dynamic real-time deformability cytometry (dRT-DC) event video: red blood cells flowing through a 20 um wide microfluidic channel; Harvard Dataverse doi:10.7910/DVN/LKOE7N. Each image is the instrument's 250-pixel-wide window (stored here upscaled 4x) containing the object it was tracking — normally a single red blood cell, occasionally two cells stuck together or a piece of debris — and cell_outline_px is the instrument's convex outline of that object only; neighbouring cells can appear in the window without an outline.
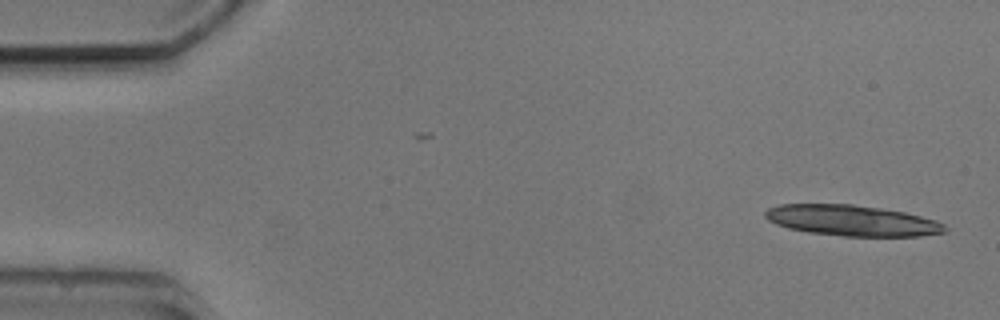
{"species": "common noctule bat (a hibernating species)", "species_latin": "Nyctalus noctula", "temperature_condition": "cold", "stored_images_in_passage": 4, "camera_frame_rate_fps": 3000, "um_per_image_px": 0.085, "animal": {"sex": "male", "body_mass_g": 20.5, "forearm_length_mm": 52.5}, "frame": {"image": 1, "passage_image": 1, "time_ms": 0.0, "image_size_px": [1000, 320], "cell_outline_px": [[948, 228], [944, 232], [920, 236], [844, 236], [808, 232], [788, 228], [776, 224], [768, 220], [764, 216], [764, 212], [768, 208], [780, 204], [852, 204], [880, 208], [904, 212], [936, 220], [944, 224]], "centroid_in_image_um": [72.4, 18.74], "position_along_channel_um": 12.6, "area_um2": 32.19}}